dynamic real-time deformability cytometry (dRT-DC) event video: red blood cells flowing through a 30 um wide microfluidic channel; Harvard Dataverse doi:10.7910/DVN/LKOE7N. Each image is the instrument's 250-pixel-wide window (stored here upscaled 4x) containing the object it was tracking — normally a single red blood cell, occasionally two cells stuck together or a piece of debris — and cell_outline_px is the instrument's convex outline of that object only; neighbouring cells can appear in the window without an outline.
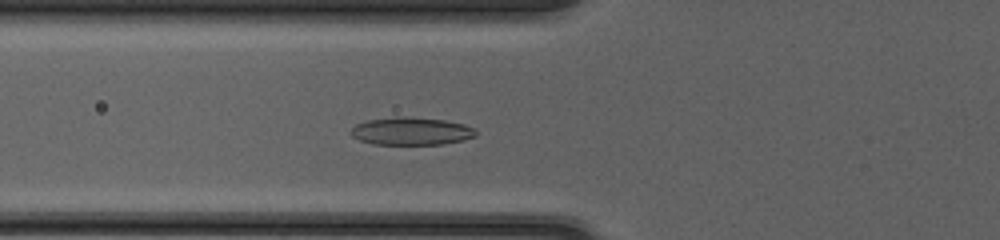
{"species": "common noctule bat (a hibernating species)", "species_latin": "Nyctalus noctula", "temperature_condition": "cold", "stored_images_in_passage": 44, "camera_frame_rate_fps": 3000, "um_per_image_px": 0.085, "animal": {"sex": "female", "body_mass_g": 20.0, "forearm_length_mm": 54.0}, "frame": {"image": 1, "passage_image": 14, "time_ms": 4.333, "image_size_px": [1000, 240], "cell_outline_px": [[476, 136], [464, 140], [444, 144], [372, 144], [360, 140], [352, 136], [348, 132], [356, 124], [368, 120], [396, 116], [404, 116], [444, 120], [464, 124], [476, 128]], "centroid_in_image_um": [34.96, 11.15], "position_along_channel_um": 90.8, "area_um2": 20.35}}
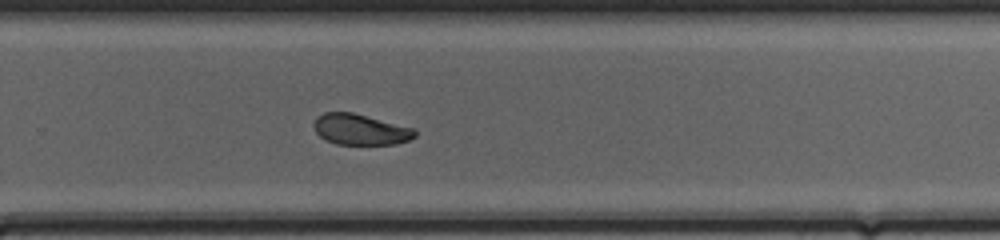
{"frame": {"image": 2, "passage_image": 29, "time_ms": 9.333, "image_size_px": [1000, 240], "cell_outline_px": [[416, 136], [408, 140], [396, 144], [336, 144], [324, 140], [316, 132], [312, 124], [316, 116], [324, 112], [352, 112], [416, 128]], "centroid_in_image_um": [30.62, 11.0], "position_along_channel_um": 299.2, "area_um2": 18.38}}
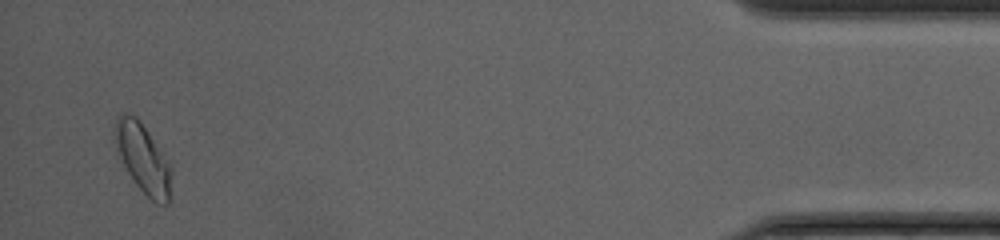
{"frame": {"image": 3, "passage_image": 43, "time_ms": 14.0, "image_size_px": [1000, 240], "cell_outline_px": [[172, 172], [168, 204], [156, 204], [136, 184], [128, 172], [120, 156], [116, 144], [112, 128], [116, 116], [120, 112], [128, 112], [136, 116], [140, 120], [168, 164]], "centroid_in_image_um": [12.1, 13.4], "position_along_channel_um": 423.1, "area_um2": 22.31}, "authors_computed_cell_mechanics": {"area_um2": 19.3341, "velocity_mm_per_s": 4.1591, "shape_relaxation_time_tau1_ms": 10.0527, "shape_relaxation_time_tau2_ms": 1.9297, "deformation_change_tau1": 0.21, "deformation_change_tau2": 0.0595}}